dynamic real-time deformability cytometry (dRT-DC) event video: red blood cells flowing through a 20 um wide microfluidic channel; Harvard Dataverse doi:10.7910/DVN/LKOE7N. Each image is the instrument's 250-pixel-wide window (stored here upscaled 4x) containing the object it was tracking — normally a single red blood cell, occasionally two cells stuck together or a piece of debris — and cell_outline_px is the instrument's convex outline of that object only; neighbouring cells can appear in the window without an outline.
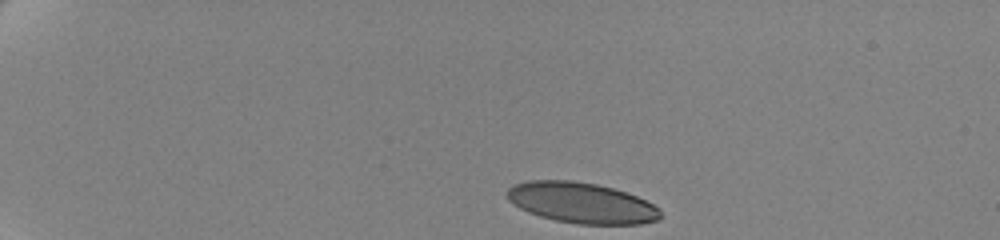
{"species": "human", "species_latin": "Homo sapiens", "temperature_condition": "cold", "stored_images_in_passage": 45, "camera_frame_rate_fps": 3000, "um_per_image_px": 0.085, "donor": {"sex": "female"}, "frame": {"image": 1, "passage_image": 1, "time_ms": 0.0, "image_size_px": [1000, 240], "cell_outline_px": [[660, 220], [640, 224], [576, 224], [556, 220], [540, 216], [528, 212], [512, 204], [508, 200], [508, 188], [512, 184], [528, 180], [572, 180], [596, 184], [612, 188], [636, 196], [660, 208]], "centroid_in_image_um": [49.41, 17.24], "position_along_channel_um": 35.6, "area_um2": 36.36}}
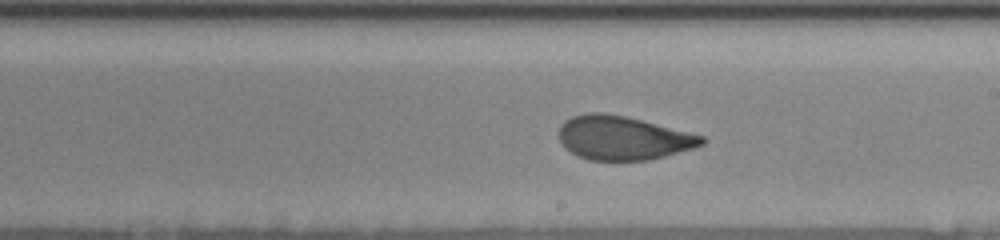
{"frame": {"image": 2, "passage_image": 26, "time_ms": 8.333, "image_size_px": [1000, 240], "cell_outline_px": [[708, 140], [704, 144], [692, 148], [664, 156], [648, 160], [588, 160], [564, 148], [560, 140], [560, 128], [564, 120], [572, 116], [588, 112], [604, 112], [628, 116], [704, 136]], "centroid_in_image_um": [52.95, 11.71], "position_along_channel_um": 236.0, "area_um2": 36.53}}
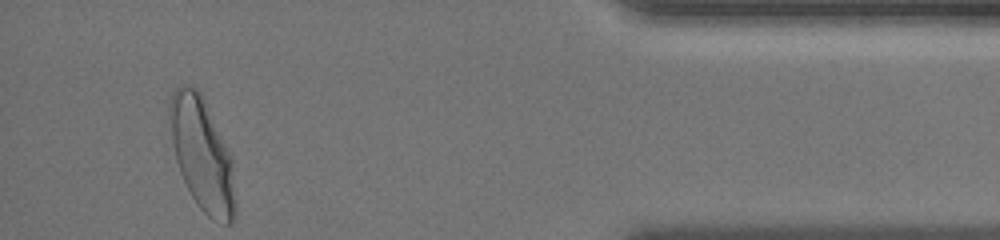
{"frame": {"image": 3, "passage_image": 45, "time_ms": 14.667, "image_size_px": [1000, 240], "cell_outline_px": [[236, 204], [232, 224], [224, 224], [212, 220], [200, 208], [192, 196], [180, 172], [176, 160], [172, 140], [168, 116], [168, 104], [172, 92], [180, 84], [188, 84], [196, 88], [204, 96], [232, 160]], "centroid_in_image_um": [17.17, 13.09], "position_along_channel_um": 418.0, "area_um2": 43.18}, "authors_computed_cell_mechanics": {"area_um2": 37.6278, "velocity_mm_per_s": 3.4744, "shape_relaxation_time_tau1_ms": 6.6196, "shape_relaxation_time_tau2_ms": null, "deformation_change_tau1": 0.1854, "deformation_change_tau2": null}}